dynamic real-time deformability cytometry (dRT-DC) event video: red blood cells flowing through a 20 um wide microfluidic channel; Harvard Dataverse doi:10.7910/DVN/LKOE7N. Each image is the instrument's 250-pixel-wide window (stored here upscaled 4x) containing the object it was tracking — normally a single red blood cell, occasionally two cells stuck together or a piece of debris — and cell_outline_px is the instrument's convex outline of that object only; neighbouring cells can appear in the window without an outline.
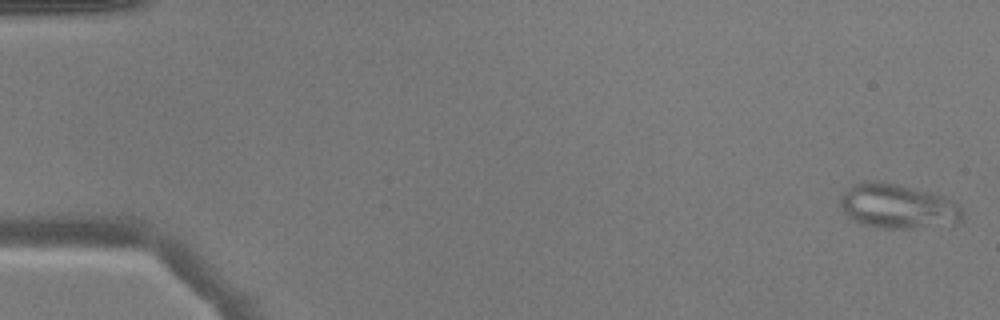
{"species": "common noctule bat (a hibernating species)", "species_latin": "Nyctalus noctula", "temperature_condition": "warm", "stored_images_in_passage": 50, "camera_frame_rate_fps": 3000, "um_per_image_px": 0.085, "animal": {"sex": "male", "body_mass_g": 17.9}, "frame": {"image": 1, "passage_image": 1, "time_ms": 0.0, "image_size_px": [1000, 320], "cell_outline_px": [[964, 220], [960, 224], [912, 228], [884, 228], [864, 224], [848, 216], [844, 212], [840, 204], [840, 196], [852, 184], [864, 180], [880, 180], [944, 196], [956, 204], [964, 212]], "centroid_in_image_um": [76.33, 17.53], "position_along_channel_um": 8.7, "area_um2": 31.85}}
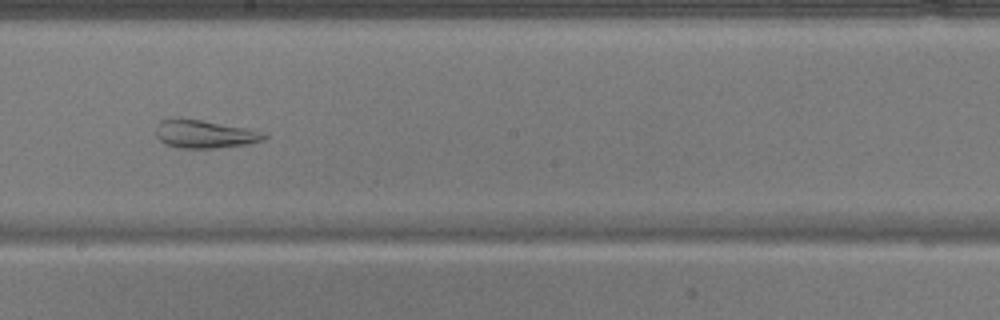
{"frame": {"image": 2, "passage_image": 29, "time_ms": 9.333, "image_size_px": [1000, 320], "cell_outline_px": [[268, 136], [264, 140], [248, 144], [216, 148], [180, 148], [164, 144], [156, 136], [156, 124], [160, 120], [172, 116], [180, 116], [244, 128]], "centroid_in_image_um": [17.25, 11.37], "position_along_channel_um": 230.9, "area_um2": 17.86}}
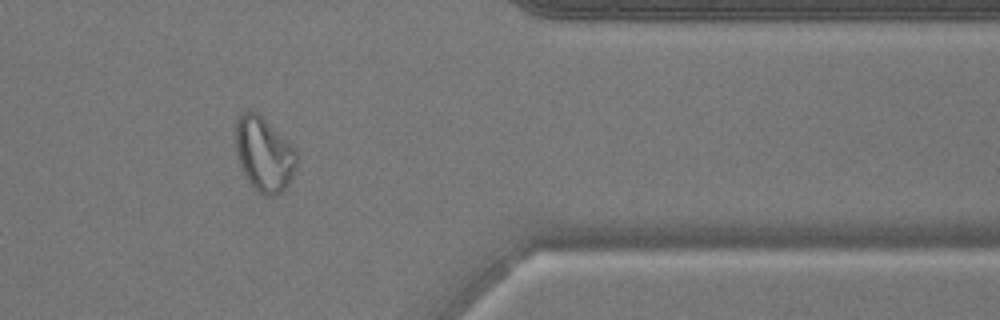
{"frame": {"image": 3, "passage_image": 42, "time_ms": 13.667, "image_size_px": [1000, 320], "cell_outline_px": [[300, 156], [292, 176], [288, 184], [276, 196], [264, 196], [252, 188], [240, 164], [236, 152], [236, 120], [248, 108], [252, 108], [296, 148]], "centroid_in_image_um": [22.46, 13.11], "position_along_channel_um": 388.9, "area_um2": 26.65}}